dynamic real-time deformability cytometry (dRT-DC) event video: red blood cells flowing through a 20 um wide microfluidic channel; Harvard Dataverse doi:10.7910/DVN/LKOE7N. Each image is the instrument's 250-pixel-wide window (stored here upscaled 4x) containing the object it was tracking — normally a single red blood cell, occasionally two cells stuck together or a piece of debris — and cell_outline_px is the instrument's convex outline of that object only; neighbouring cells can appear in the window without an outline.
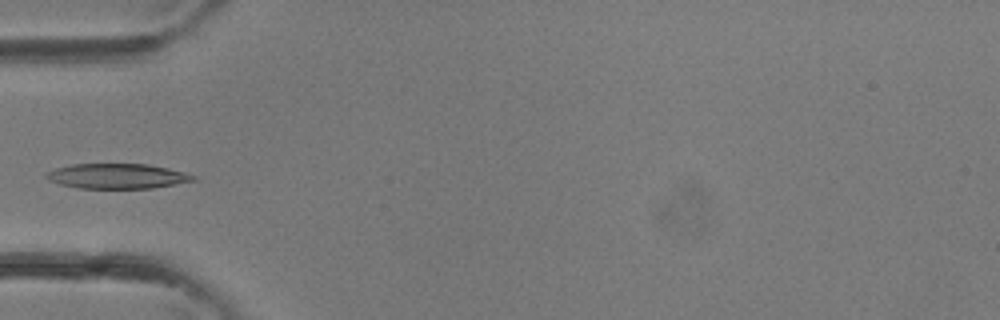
{"species": "common noctule bat (a hibernating species)", "species_latin": "Nyctalus noctula", "temperature_condition": "room temperature", "stored_images_in_passage": 4, "camera_frame_rate_fps": 3000, "um_per_image_px": 0.085, "animal": {"sex": "female"}, "frame": {"image": 1, "passage_image": 4, "time_ms": 1.0, "image_size_px": [1000, 320], "cell_outline_px": [[196, 180], [152, 188], [76, 188], [60, 184], [48, 180], [44, 176], [48, 172], [56, 168], [72, 164], [148, 164], [168, 168], [184, 172], [196, 176]], "centroid_in_image_um": [9.95, 14.97], "position_along_channel_um": 75.1, "area_um2": 21.33}}